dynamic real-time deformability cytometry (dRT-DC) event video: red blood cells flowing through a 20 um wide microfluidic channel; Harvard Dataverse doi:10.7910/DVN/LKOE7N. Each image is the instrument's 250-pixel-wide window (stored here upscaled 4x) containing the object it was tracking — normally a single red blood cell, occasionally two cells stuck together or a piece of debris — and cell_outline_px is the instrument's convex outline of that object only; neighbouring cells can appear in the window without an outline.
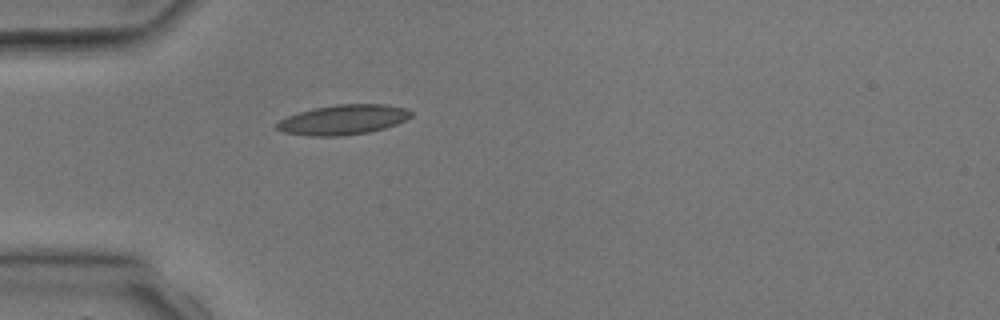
{"species": "common noctule bat (a hibernating species)", "species_latin": "Nyctalus noctula", "temperature_condition": "room temperature", "stored_images_in_passage": 2, "camera_frame_rate_fps": 3000, "um_per_image_px": 0.085, "animal": {"sex": "male", "body_mass_g": 17.9, "forearm_length_mm": 54.2}, "frame": {"image": 1, "passage_image": 2, "time_ms": 2.333, "image_size_px": [1000, 320], "cell_outline_px": [[412, 116], [396, 124], [384, 128], [368, 132], [344, 136], [308, 136], [284, 132], [276, 128], [276, 124], [280, 120], [288, 116], [300, 112], [316, 108], [336, 104], [384, 104], [408, 108], [412, 112]], "centroid_in_image_um": [29.19, 10.18], "position_along_channel_um": 55.8, "area_um2": 23.29}}